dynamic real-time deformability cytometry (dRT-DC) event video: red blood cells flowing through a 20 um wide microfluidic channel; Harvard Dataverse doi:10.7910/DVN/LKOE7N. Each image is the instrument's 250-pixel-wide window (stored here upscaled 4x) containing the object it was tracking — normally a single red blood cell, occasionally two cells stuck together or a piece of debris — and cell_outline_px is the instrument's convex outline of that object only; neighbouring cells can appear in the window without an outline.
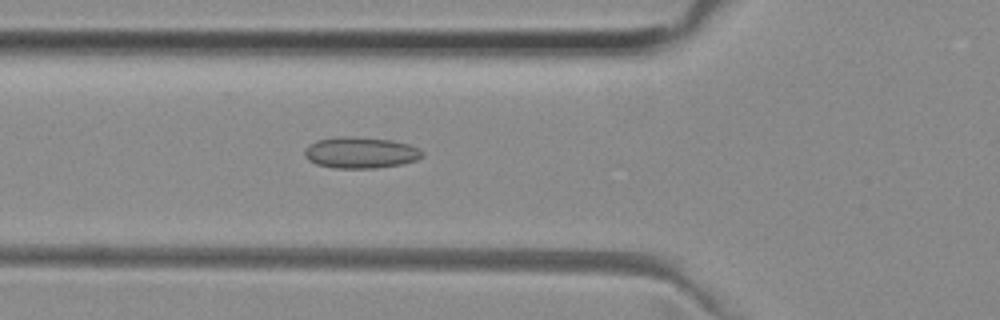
{"species": "common noctule bat (a hibernating species)", "species_latin": "Nyctalus noctula", "temperature_condition": "room temperature", "stored_images_in_passage": 21, "camera_frame_rate_fps": 3000, "um_per_image_px": 0.085, "animal": {"sex": "female", "body_mass_g": 29.2, "forearm_length_mm": 56.3}, "frame": {"image": 1, "passage_image": 9, "time_ms": 2.667, "image_size_px": [1000, 320], "cell_outline_px": [[424, 156], [416, 160], [400, 164], [376, 168], [336, 168], [316, 164], [308, 160], [304, 156], [304, 152], [316, 140], [340, 136], [348, 136], [392, 140], [408, 144], [420, 148], [424, 152]], "centroid_in_image_um": [30.68, 12.97], "position_along_channel_um": 95.1, "area_um2": 21.39}}
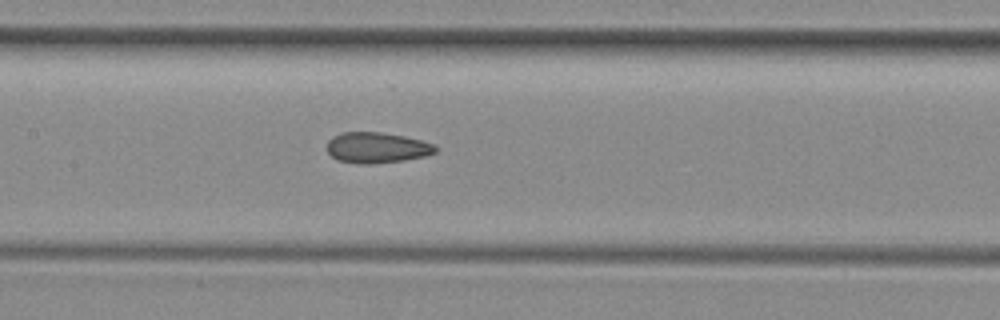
{"frame": {"image": 2, "passage_image": 15, "time_ms": 4.667, "image_size_px": [1000, 320], "cell_outline_px": [[436, 152], [424, 156], [404, 160], [372, 164], [360, 164], [336, 160], [328, 152], [328, 140], [332, 136], [340, 132], [380, 132], [404, 136], [436, 144]], "centroid_in_image_um": [32.01, 12.55], "position_along_channel_um": 175.4, "area_um2": 19.48}}
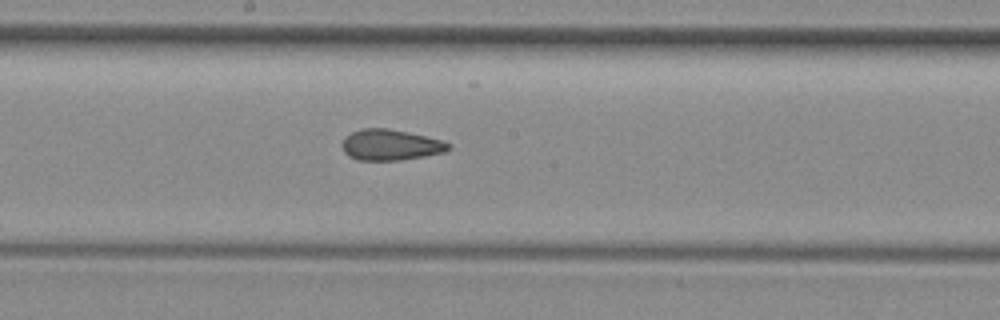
{"frame": {"image": 3, "passage_image": 18, "time_ms": 5.667, "image_size_px": [1000, 320], "cell_outline_px": [[452, 148], [444, 152], [424, 156], [400, 160], [356, 160], [348, 156], [344, 152], [340, 144], [344, 136], [360, 128], [388, 128], [408, 132], [444, 140], [452, 144]], "centroid_in_image_um": [33.18, 12.31], "position_along_channel_um": 215.0, "area_um2": 19.48}}